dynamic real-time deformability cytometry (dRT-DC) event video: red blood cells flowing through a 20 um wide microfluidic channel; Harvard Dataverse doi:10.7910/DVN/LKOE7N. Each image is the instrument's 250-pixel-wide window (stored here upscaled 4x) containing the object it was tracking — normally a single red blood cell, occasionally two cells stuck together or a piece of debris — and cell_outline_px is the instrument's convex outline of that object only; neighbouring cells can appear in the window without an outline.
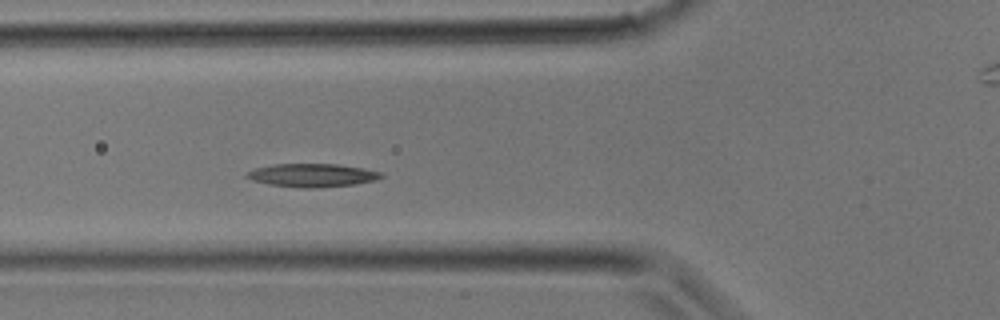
{"species": "common noctule bat (a hibernating species)", "species_latin": "Nyctalus noctula", "temperature_condition": "room temperature", "stored_images_in_passage": 8, "camera_frame_rate_fps": 3000, "um_per_image_px": 0.085, "animal": {"sex": "male", "body_mass_g": 17.9}, "frame": {"image": 1, "passage_image": 8, "time_ms": 2.333, "image_size_px": [1000, 320], "cell_outline_px": [[384, 176], [376, 180], [356, 184], [312, 188], [304, 188], [268, 184], [252, 180], [244, 176], [248, 172], [256, 168], [272, 164], [336, 164], [364, 168], [380, 172]], "centroid_in_image_um": [26.54, 14.89], "position_along_channel_um": 99.3, "area_um2": 18.15}}